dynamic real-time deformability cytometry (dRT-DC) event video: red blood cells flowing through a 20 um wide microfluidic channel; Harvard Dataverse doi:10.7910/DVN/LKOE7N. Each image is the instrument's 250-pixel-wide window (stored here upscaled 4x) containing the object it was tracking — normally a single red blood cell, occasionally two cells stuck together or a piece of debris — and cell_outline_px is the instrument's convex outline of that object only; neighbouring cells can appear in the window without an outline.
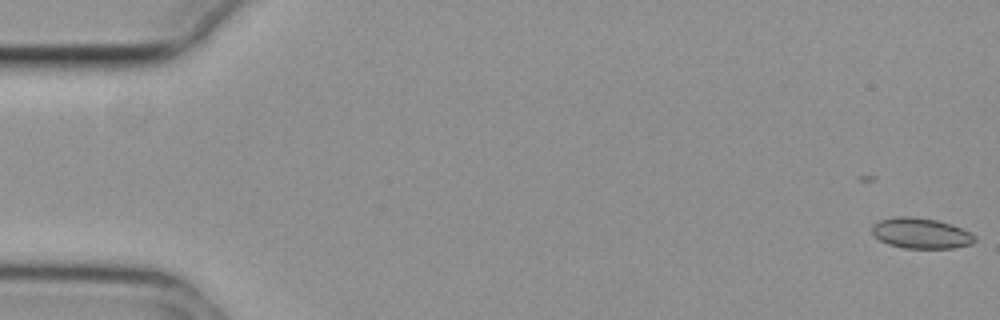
{"species": "common noctule bat (a hibernating species)", "species_latin": "Nyctalus noctula", "temperature_condition": "cold", "stored_images_in_passage": 21, "camera_frame_rate_fps": 3000, "um_per_image_px": 0.085, "animal": {"sex": "female", "body_mass_g": 29.2, "forearm_length_mm": 56.3}, "frame": {"image": 1, "passage_image": 1, "time_ms": 0.0, "image_size_px": [1000, 320], "cell_outline_px": [[976, 240], [972, 244], [956, 248], [904, 248], [888, 244], [880, 240], [872, 232], [872, 224], [880, 220], [896, 216], [912, 216], [936, 220], [952, 224], [976, 236]], "centroid_in_image_um": [78.28, 19.82], "position_along_channel_um": 6.7, "area_um2": 18.32}}
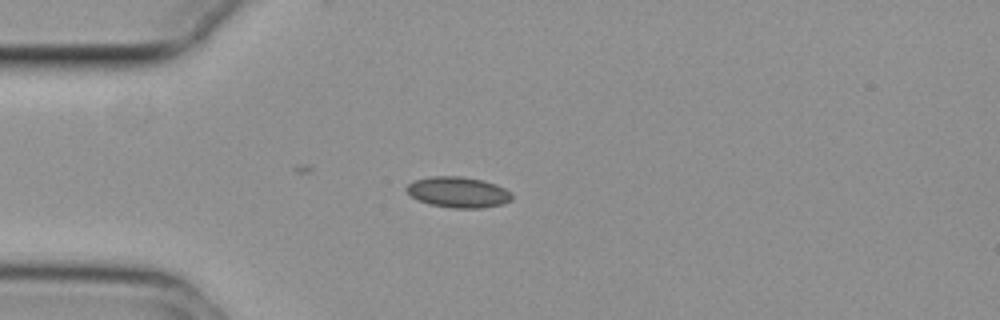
{"frame": {"image": 2, "passage_image": 15, "time_ms": 4.667, "image_size_px": [1000, 320], "cell_outline_px": [[512, 200], [504, 204], [480, 208], [452, 208], [428, 204], [412, 196], [404, 188], [412, 180], [432, 176], [460, 176], [484, 180], [496, 184], [512, 192]], "centroid_in_image_um": [38.96, 16.33], "position_along_channel_um": 46.0, "area_um2": 19.07}}
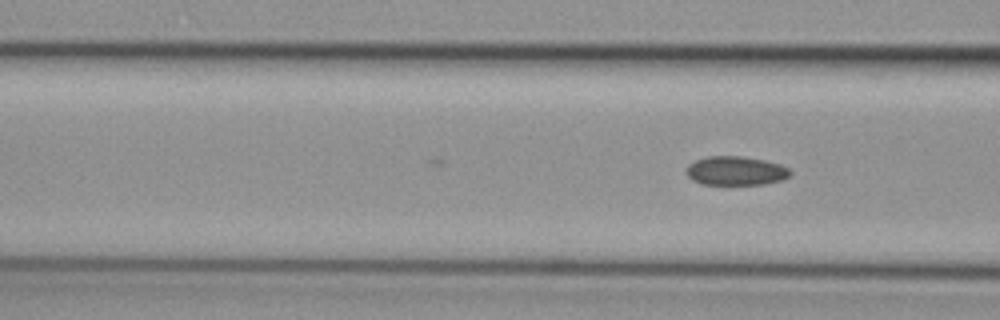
{"frame": {"image": 3, "passage_image": 21, "time_ms": 6.667, "image_size_px": [1000, 320], "cell_outline_px": [[792, 172], [788, 176], [780, 180], [764, 184], [700, 184], [692, 180], [684, 172], [684, 168], [688, 164], [696, 160], [708, 156], [744, 156], [764, 160], [780, 164], [788, 168]], "centroid_in_image_um": [62.48, 14.51], "position_along_channel_um": 104.1, "area_um2": 17.63}}